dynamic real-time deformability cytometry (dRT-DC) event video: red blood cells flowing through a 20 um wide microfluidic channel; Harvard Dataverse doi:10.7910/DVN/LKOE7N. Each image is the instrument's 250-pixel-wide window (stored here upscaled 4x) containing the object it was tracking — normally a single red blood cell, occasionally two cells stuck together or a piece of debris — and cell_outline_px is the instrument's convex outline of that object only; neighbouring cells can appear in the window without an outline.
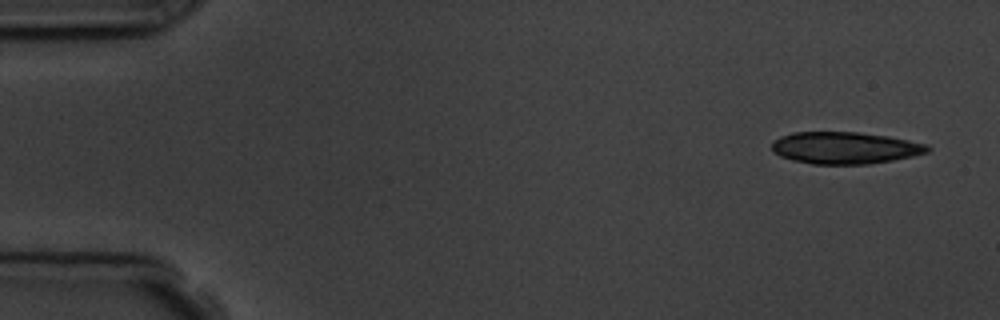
{"species": "common noctule bat (a hibernating species)", "species_latin": "Nyctalus noctula", "temperature_condition": "room temperature", "stored_images_in_passage": 6, "camera_frame_rate_fps": 3000, "um_per_image_px": 0.085, "animal": {"sex": "male", "body_mass_g": 19.5, "forearm_length_mm": 54.6}, "frame": {"image": 1, "passage_image": 1, "time_ms": 0.0, "image_size_px": [1000, 320], "cell_outline_px": [[932, 148], [928, 152], [912, 156], [892, 160], [868, 164], [812, 164], [792, 160], [780, 156], [772, 152], [772, 140], [780, 136], [792, 132], [860, 132], [888, 136], [928, 144]], "centroid_in_image_um": [71.8, 12.56], "position_along_channel_um": 13.2, "area_um2": 29.19}}